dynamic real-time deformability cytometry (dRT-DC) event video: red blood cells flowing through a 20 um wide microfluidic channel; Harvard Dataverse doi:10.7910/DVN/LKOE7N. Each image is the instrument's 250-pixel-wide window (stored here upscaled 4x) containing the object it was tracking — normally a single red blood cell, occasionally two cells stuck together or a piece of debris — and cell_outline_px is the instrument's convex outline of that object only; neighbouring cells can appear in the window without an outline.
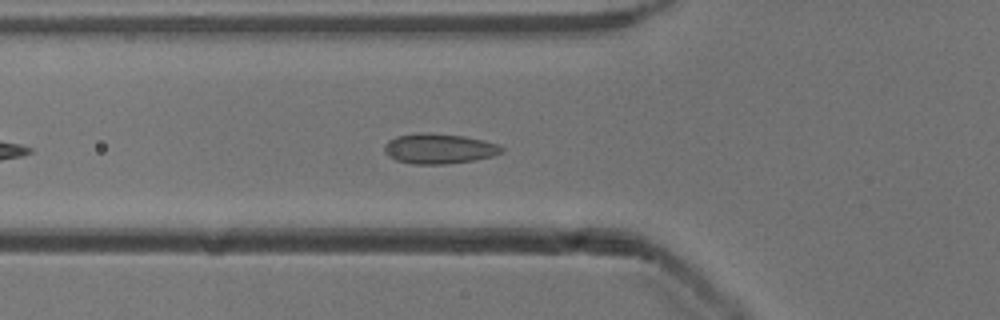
{"species": "common noctule bat (a hibernating species)", "species_latin": "Nyctalus noctula", "temperature_condition": "cold", "stored_images_in_passage": 14, "camera_frame_rate_fps": 3000, "um_per_image_px": 0.085, "animal": {"sex": "male", "body_mass_g": 13.3}, "frame": {"image": 1, "passage_image": 7, "time_ms": 2.0, "image_size_px": [1000, 320], "cell_outline_px": [[504, 152], [492, 156], [476, 160], [448, 164], [412, 164], [396, 160], [388, 156], [384, 152], [384, 144], [388, 140], [396, 136], [420, 132], [424, 132], [464, 136], [484, 140], [500, 144], [504, 148]], "centroid_in_image_um": [37.33, 12.63], "position_along_channel_um": 88.5, "area_um2": 20.92}}